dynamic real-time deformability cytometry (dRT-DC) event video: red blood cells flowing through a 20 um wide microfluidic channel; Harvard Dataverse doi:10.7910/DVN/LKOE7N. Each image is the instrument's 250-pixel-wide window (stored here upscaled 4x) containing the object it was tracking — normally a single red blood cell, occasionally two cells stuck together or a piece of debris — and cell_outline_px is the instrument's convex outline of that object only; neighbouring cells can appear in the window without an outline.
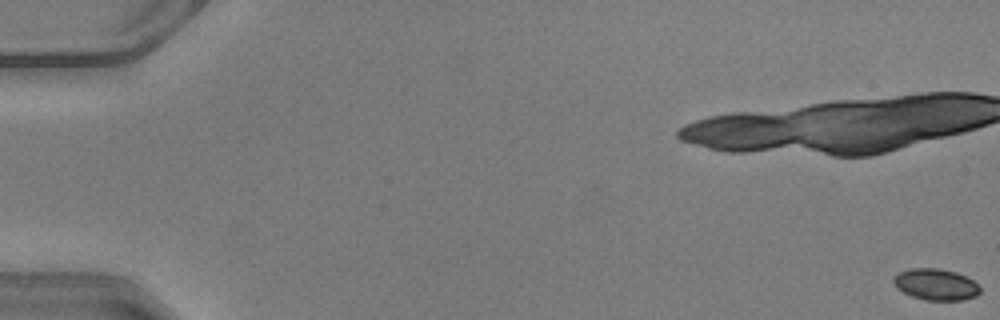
{"species": "common noctule bat (a hibernating species)", "species_latin": "Nyctalus noctula", "temperature_condition": "warm", "stored_images_in_passage": 21, "camera_frame_rate_fps": 3000, "um_per_image_px": 0.085, "animal": {"sex": "male", "body_mass_g": 20.5, "forearm_length_mm": 52.5}, "frame": {"image": 1, "passage_image": 1, "time_ms": 0.0, "image_size_px": [1000, 320], "cell_outline_px": [[980, 292], [976, 296], [964, 300], [924, 300], [912, 296], [896, 288], [892, 280], [900, 272], [908, 268], [940, 268], [956, 272], [968, 276], [980, 288]], "centroid_in_image_um": [79.55, 24.17], "position_along_channel_um": 5.4, "area_um2": 15.9}}